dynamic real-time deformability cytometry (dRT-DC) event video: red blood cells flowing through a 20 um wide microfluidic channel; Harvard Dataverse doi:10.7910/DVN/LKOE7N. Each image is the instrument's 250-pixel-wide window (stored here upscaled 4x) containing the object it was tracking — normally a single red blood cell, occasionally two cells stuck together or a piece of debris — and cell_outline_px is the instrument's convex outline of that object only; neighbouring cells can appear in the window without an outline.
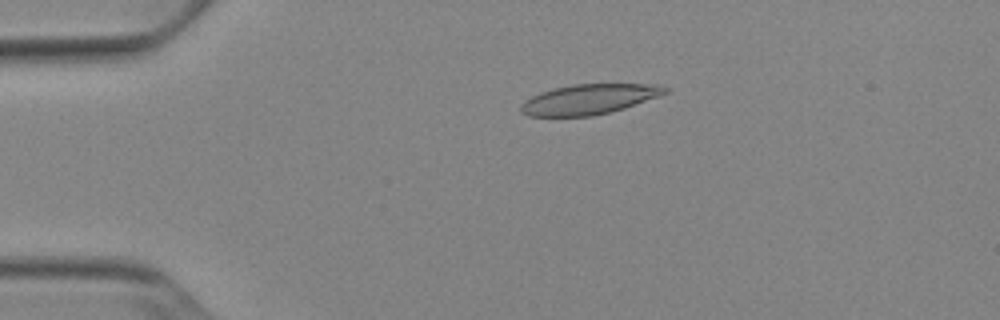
{"species": "Egyptian fruit bat (a non-hibernating species)", "species_latin": "Rousettus aegyptiacus", "temperature_condition": "cold", "stored_images_in_passage": 52, "camera_frame_rate_fps": 3000, "um_per_image_px": 0.085, "animal": {"sex": "female"}, "frame": {"image": 1, "passage_image": 11, "time_ms": 3.333, "image_size_px": [1000, 320], "cell_outline_px": [[668, 92], [660, 96], [612, 112], [592, 116], [528, 116], [520, 112], [520, 104], [524, 100], [540, 92], [552, 88], [572, 84], [660, 84], [668, 88]], "centroid_in_image_um": [50.06, 8.43], "position_along_channel_um": 34.9, "area_um2": 25.55}}
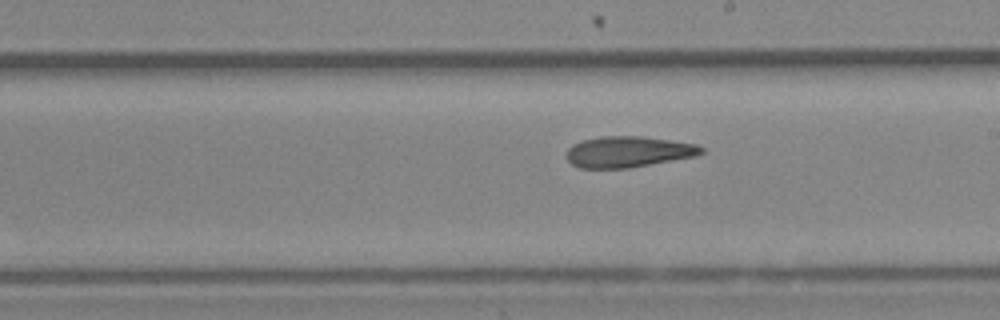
{"frame": {"image": 2, "passage_image": 30, "time_ms": 9.667, "image_size_px": [1000, 320], "cell_outline_px": [[704, 152], [696, 156], [628, 168], [580, 168], [572, 164], [568, 160], [568, 148], [572, 144], [580, 140], [600, 136], [640, 136], [696, 144], [704, 148]], "centroid_in_image_um": [53.38, 12.9], "position_along_channel_um": 235.6, "area_um2": 24.28}}
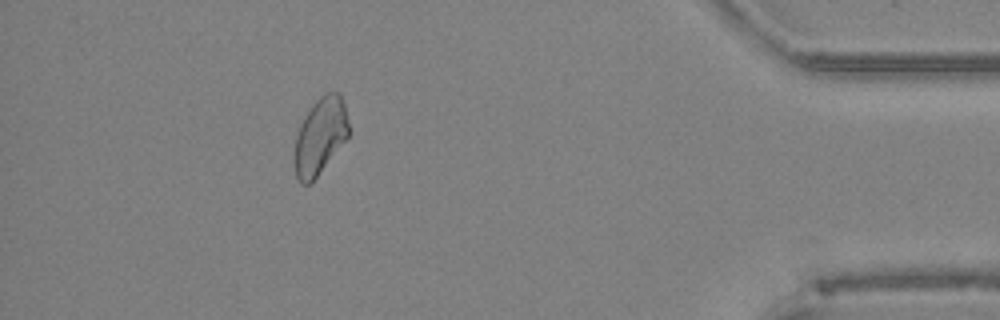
{"frame": {"image": 3, "passage_image": 47, "time_ms": 15.333, "image_size_px": [1000, 320], "cell_outline_px": [[348, 136], [316, 176], [308, 184], [300, 184], [296, 180], [292, 164], [292, 160], [296, 136], [300, 124], [304, 116], [316, 100], [324, 92], [340, 92], [344, 104], [348, 124]], "centroid_in_image_um": [27.15, 11.58], "position_along_channel_um": 408.0, "area_um2": 24.16}, "authors_computed_cell_mechanics": {"area_um2": 25.3453, "velocity_mm_per_s": 3.884, "shape_relaxation_time_tau1_ms": null, "shape_relaxation_time_tau2_ms": 6.4355, "deformation_change_tau1": null, "deformation_change_tau2": 0.143}}